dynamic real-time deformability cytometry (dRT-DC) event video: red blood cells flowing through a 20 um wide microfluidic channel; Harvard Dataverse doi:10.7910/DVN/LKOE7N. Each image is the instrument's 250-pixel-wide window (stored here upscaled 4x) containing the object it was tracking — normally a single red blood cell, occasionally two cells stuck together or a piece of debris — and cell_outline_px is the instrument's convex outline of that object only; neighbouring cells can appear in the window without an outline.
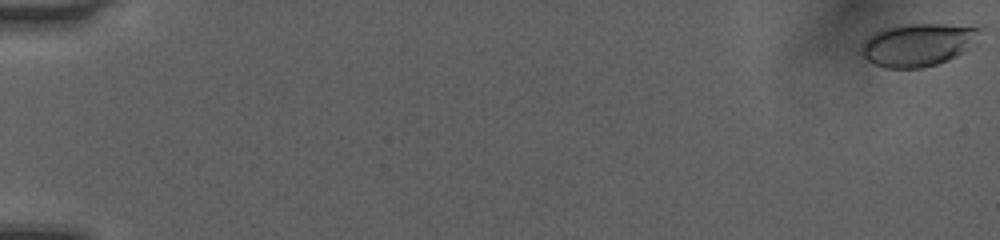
{"species": "human", "species_latin": "Homo sapiens", "temperature_condition": "room temperature", "stored_images_in_passage": 44, "camera_frame_rate_fps": 3000, "um_per_image_px": 0.085, "donor": {"sex": "female"}, "frame": {"image": 1, "passage_image": 1, "time_ms": 0.0, "image_size_px": [1000, 240], "cell_outline_px": [[980, 28], [960, 52], [956, 56], [948, 60], [936, 64], [920, 68], [884, 68], [868, 60], [860, 52], [860, 44], [868, 36], [884, 28], [908, 24], [944, 24]], "centroid_in_image_um": [77.85, 3.81], "position_along_channel_um": 7.1, "area_um2": 28.5}}
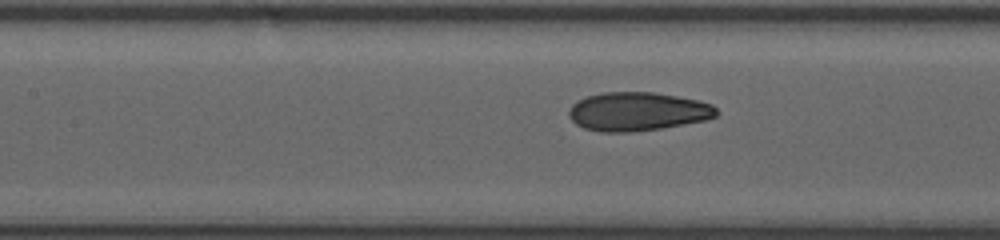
{"frame": {"image": 2, "passage_image": 23, "time_ms": 7.333, "image_size_px": [1000, 240], "cell_outline_px": [[720, 112], [716, 116], [704, 120], [660, 128], [632, 132], [600, 132], [584, 128], [576, 124], [568, 116], [568, 112], [572, 104], [576, 100], [584, 96], [600, 92], [652, 92], [676, 96], [696, 100], [712, 104]], "centroid_in_image_um": [54.14, 9.47], "position_along_channel_um": 153.3, "area_um2": 33.35}}
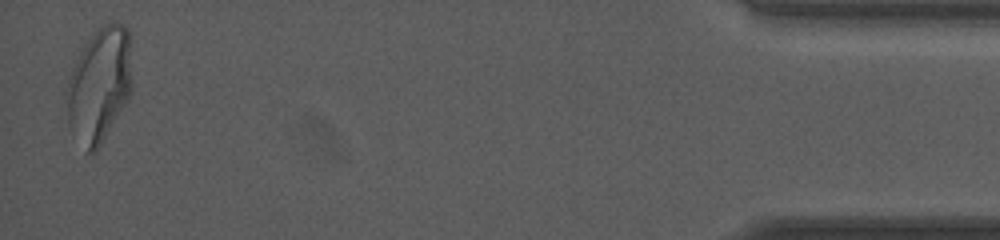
{"frame": {"image": 3, "passage_image": 44, "time_ms": 14.333, "image_size_px": [1000, 240], "cell_outline_px": [[132, 88], [128, 100], [96, 152], [88, 152], [68, 124], [64, 92], [72, 68], [80, 52], [96, 28], [104, 24], [124, 24], [128, 28], [132, 84]], "centroid_in_image_um": [8.43, 7.21], "position_along_channel_um": 426.8, "area_um2": 43.64}, "authors_computed_cell_mechanics": {"area_um2": 32.5414, "velocity_mm_per_s": 4.0948, "shape_relaxation_time_tau1_ms": 6.4422, "shape_relaxation_time_tau2_ms": 0.8913, "deformation_change_tau1": 0.2038, "deformation_change_tau2": 0.0623}}